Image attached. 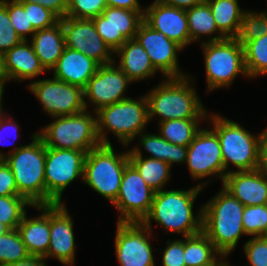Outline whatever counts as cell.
Listing matches in <instances>:
<instances>
[{
    "label": "cell",
    "mask_w": 267,
    "mask_h": 266,
    "mask_svg": "<svg viewBox=\"0 0 267 266\" xmlns=\"http://www.w3.org/2000/svg\"><path fill=\"white\" fill-rule=\"evenodd\" d=\"M208 181L192 186L188 190L164 189L155 192L150 212L142 223L152 230L151 223L155 221L166 232L182 234L183 238L202 232V206L195 215L193 205Z\"/></svg>",
    "instance_id": "obj_1"
},
{
    "label": "cell",
    "mask_w": 267,
    "mask_h": 266,
    "mask_svg": "<svg viewBox=\"0 0 267 266\" xmlns=\"http://www.w3.org/2000/svg\"><path fill=\"white\" fill-rule=\"evenodd\" d=\"M190 76L165 78L145 94L149 122L156 116L159 117L158 123L173 119H207L209 113Z\"/></svg>",
    "instance_id": "obj_2"
},
{
    "label": "cell",
    "mask_w": 267,
    "mask_h": 266,
    "mask_svg": "<svg viewBox=\"0 0 267 266\" xmlns=\"http://www.w3.org/2000/svg\"><path fill=\"white\" fill-rule=\"evenodd\" d=\"M245 206L223 187L202 205V232L215 249L228 257L245 235L242 215Z\"/></svg>",
    "instance_id": "obj_3"
},
{
    "label": "cell",
    "mask_w": 267,
    "mask_h": 266,
    "mask_svg": "<svg viewBox=\"0 0 267 266\" xmlns=\"http://www.w3.org/2000/svg\"><path fill=\"white\" fill-rule=\"evenodd\" d=\"M31 138L29 144L15 146L8 154L0 152V160L10 167L18 194L32 206H42L46 205V146L37 131Z\"/></svg>",
    "instance_id": "obj_4"
},
{
    "label": "cell",
    "mask_w": 267,
    "mask_h": 266,
    "mask_svg": "<svg viewBox=\"0 0 267 266\" xmlns=\"http://www.w3.org/2000/svg\"><path fill=\"white\" fill-rule=\"evenodd\" d=\"M97 134L101 144L111 145L109 131L127 147L149 123L146 96L131 97L96 111Z\"/></svg>",
    "instance_id": "obj_5"
},
{
    "label": "cell",
    "mask_w": 267,
    "mask_h": 266,
    "mask_svg": "<svg viewBox=\"0 0 267 266\" xmlns=\"http://www.w3.org/2000/svg\"><path fill=\"white\" fill-rule=\"evenodd\" d=\"M208 120L220 140L224 171L231 172L229 164H233L236 171L256 170L262 132L253 135L237 122L216 113L208 114L206 122Z\"/></svg>",
    "instance_id": "obj_6"
},
{
    "label": "cell",
    "mask_w": 267,
    "mask_h": 266,
    "mask_svg": "<svg viewBox=\"0 0 267 266\" xmlns=\"http://www.w3.org/2000/svg\"><path fill=\"white\" fill-rule=\"evenodd\" d=\"M95 115L96 112L91 114L84 110L74 115L53 117L55 120L40 129L37 135L46 147L82 150L88 153L101 145Z\"/></svg>",
    "instance_id": "obj_7"
},
{
    "label": "cell",
    "mask_w": 267,
    "mask_h": 266,
    "mask_svg": "<svg viewBox=\"0 0 267 266\" xmlns=\"http://www.w3.org/2000/svg\"><path fill=\"white\" fill-rule=\"evenodd\" d=\"M128 163V151L116 154L112 144H101L86 154L82 181L113 204Z\"/></svg>",
    "instance_id": "obj_8"
},
{
    "label": "cell",
    "mask_w": 267,
    "mask_h": 266,
    "mask_svg": "<svg viewBox=\"0 0 267 266\" xmlns=\"http://www.w3.org/2000/svg\"><path fill=\"white\" fill-rule=\"evenodd\" d=\"M205 60L207 92L229 87L239 75L248 78L244 47L236 38L215 42H200Z\"/></svg>",
    "instance_id": "obj_9"
},
{
    "label": "cell",
    "mask_w": 267,
    "mask_h": 266,
    "mask_svg": "<svg viewBox=\"0 0 267 266\" xmlns=\"http://www.w3.org/2000/svg\"><path fill=\"white\" fill-rule=\"evenodd\" d=\"M86 152L46 147V205L63 204L64 190L76 178L83 180Z\"/></svg>",
    "instance_id": "obj_10"
},
{
    "label": "cell",
    "mask_w": 267,
    "mask_h": 266,
    "mask_svg": "<svg viewBox=\"0 0 267 266\" xmlns=\"http://www.w3.org/2000/svg\"><path fill=\"white\" fill-rule=\"evenodd\" d=\"M28 89L51 117L74 115L86 110L82 87L52 77L32 81Z\"/></svg>",
    "instance_id": "obj_11"
},
{
    "label": "cell",
    "mask_w": 267,
    "mask_h": 266,
    "mask_svg": "<svg viewBox=\"0 0 267 266\" xmlns=\"http://www.w3.org/2000/svg\"><path fill=\"white\" fill-rule=\"evenodd\" d=\"M155 191L129 162L124 170L114 207L119 211L117 222H142L149 214Z\"/></svg>",
    "instance_id": "obj_12"
},
{
    "label": "cell",
    "mask_w": 267,
    "mask_h": 266,
    "mask_svg": "<svg viewBox=\"0 0 267 266\" xmlns=\"http://www.w3.org/2000/svg\"><path fill=\"white\" fill-rule=\"evenodd\" d=\"M152 233L142 222H117L115 253L120 266H155Z\"/></svg>",
    "instance_id": "obj_13"
},
{
    "label": "cell",
    "mask_w": 267,
    "mask_h": 266,
    "mask_svg": "<svg viewBox=\"0 0 267 266\" xmlns=\"http://www.w3.org/2000/svg\"><path fill=\"white\" fill-rule=\"evenodd\" d=\"M185 163L194 180L216 175L223 182L227 174L224 171L220 140L212 129L202 127L196 134L188 146Z\"/></svg>",
    "instance_id": "obj_14"
},
{
    "label": "cell",
    "mask_w": 267,
    "mask_h": 266,
    "mask_svg": "<svg viewBox=\"0 0 267 266\" xmlns=\"http://www.w3.org/2000/svg\"><path fill=\"white\" fill-rule=\"evenodd\" d=\"M60 21L66 47L85 54L99 65L115 62L114 52L100 37L92 19L66 16Z\"/></svg>",
    "instance_id": "obj_15"
},
{
    "label": "cell",
    "mask_w": 267,
    "mask_h": 266,
    "mask_svg": "<svg viewBox=\"0 0 267 266\" xmlns=\"http://www.w3.org/2000/svg\"><path fill=\"white\" fill-rule=\"evenodd\" d=\"M115 62L100 65L97 72L91 77L84 88V103L94 105V112L99 109L123 101L127 86L132 83ZM89 101V102H87Z\"/></svg>",
    "instance_id": "obj_16"
},
{
    "label": "cell",
    "mask_w": 267,
    "mask_h": 266,
    "mask_svg": "<svg viewBox=\"0 0 267 266\" xmlns=\"http://www.w3.org/2000/svg\"><path fill=\"white\" fill-rule=\"evenodd\" d=\"M135 39L147 52L156 71H160L164 78L187 76L179 68L177 54L183 48L170 40L162 32L153 30L144 21L139 25Z\"/></svg>",
    "instance_id": "obj_17"
},
{
    "label": "cell",
    "mask_w": 267,
    "mask_h": 266,
    "mask_svg": "<svg viewBox=\"0 0 267 266\" xmlns=\"http://www.w3.org/2000/svg\"><path fill=\"white\" fill-rule=\"evenodd\" d=\"M144 12L108 6L92 20L100 37L115 53L127 40L135 39Z\"/></svg>",
    "instance_id": "obj_18"
},
{
    "label": "cell",
    "mask_w": 267,
    "mask_h": 266,
    "mask_svg": "<svg viewBox=\"0 0 267 266\" xmlns=\"http://www.w3.org/2000/svg\"><path fill=\"white\" fill-rule=\"evenodd\" d=\"M73 217L68 213L66 204L50 205V243L46 260L55 257L65 266L75 263V236Z\"/></svg>",
    "instance_id": "obj_19"
},
{
    "label": "cell",
    "mask_w": 267,
    "mask_h": 266,
    "mask_svg": "<svg viewBox=\"0 0 267 266\" xmlns=\"http://www.w3.org/2000/svg\"><path fill=\"white\" fill-rule=\"evenodd\" d=\"M143 21L153 30L165 34L183 49L192 43L184 9L153 1L145 7Z\"/></svg>",
    "instance_id": "obj_20"
},
{
    "label": "cell",
    "mask_w": 267,
    "mask_h": 266,
    "mask_svg": "<svg viewBox=\"0 0 267 266\" xmlns=\"http://www.w3.org/2000/svg\"><path fill=\"white\" fill-rule=\"evenodd\" d=\"M222 187L244 206L267 204V177L257 169L253 171L232 170L226 174Z\"/></svg>",
    "instance_id": "obj_21"
},
{
    "label": "cell",
    "mask_w": 267,
    "mask_h": 266,
    "mask_svg": "<svg viewBox=\"0 0 267 266\" xmlns=\"http://www.w3.org/2000/svg\"><path fill=\"white\" fill-rule=\"evenodd\" d=\"M42 73H46V70L34 53L29 40H23L2 55L0 75L7 82L31 80Z\"/></svg>",
    "instance_id": "obj_22"
},
{
    "label": "cell",
    "mask_w": 267,
    "mask_h": 266,
    "mask_svg": "<svg viewBox=\"0 0 267 266\" xmlns=\"http://www.w3.org/2000/svg\"><path fill=\"white\" fill-rule=\"evenodd\" d=\"M99 66L96 61L85 54L65 47L56 66L51 71H53V78L84 89Z\"/></svg>",
    "instance_id": "obj_23"
},
{
    "label": "cell",
    "mask_w": 267,
    "mask_h": 266,
    "mask_svg": "<svg viewBox=\"0 0 267 266\" xmlns=\"http://www.w3.org/2000/svg\"><path fill=\"white\" fill-rule=\"evenodd\" d=\"M32 207L42 214L29 218L26 212L17 229L29 255L44 258L50 243V205Z\"/></svg>",
    "instance_id": "obj_24"
},
{
    "label": "cell",
    "mask_w": 267,
    "mask_h": 266,
    "mask_svg": "<svg viewBox=\"0 0 267 266\" xmlns=\"http://www.w3.org/2000/svg\"><path fill=\"white\" fill-rule=\"evenodd\" d=\"M114 54L120 58L117 66L133 83L153 78L157 72L147 52L136 39L127 40Z\"/></svg>",
    "instance_id": "obj_25"
},
{
    "label": "cell",
    "mask_w": 267,
    "mask_h": 266,
    "mask_svg": "<svg viewBox=\"0 0 267 266\" xmlns=\"http://www.w3.org/2000/svg\"><path fill=\"white\" fill-rule=\"evenodd\" d=\"M30 38L29 42L44 69L52 70L66 47L61 21L49 28L37 30Z\"/></svg>",
    "instance_id": "obj_26"
},
{
    "label": "cell",
    "mask_w": 267,
    "mask_h": 266,
    "mask_svg": "<svg viewBox=\"0 0 267 266\" xmlns=\"http://www.w3.org/2000/svg\"><path fill=\"white\" fill-rule=\"evenodd\" d=\"M128 152L129 162L137 169L146 184L155 192L164 190L171 178V166L162 160L143 157L137 146Z\"/></svg>",
    "instance_id": "obj_27"
},
{
    "label": "cell",
    "mask_w": 267,
    "mask_h": 266,
    "mask_svg": "<svg viewBox=\"0 0 267 266\" xmlns=\"http://www.w3.org/2000/svg\"><path fill=\"white\" fill-rule=\"evenodd\" d=\"M188 29L190 40L193 42L201 41V37L204 35L208 36L207 41L204 42H215L226 39V37L218 30L211 8L209 4L204 0L201 4L193 6L186 10ZM217 36H214V34ZM211 36L212 38H210Z\"/></svg>",
    "instance_id": "obj_28"
},
{
    "label": "cell",
    "mask_w": 267,
    "mask_h": 266,
    "mask_svg": "<svg viewBox=\"0 0 267 266\" xmlns=\"http://www.w3.org/2000/svg\"><path fill=\"white\" fill-rule=\"evenodd\" d=\"M136 138H140L139 147L149 153V158L158 159L166 162L171 167L174 163L185 164L188 147L175 145L160 136V134H149L145 131L140 133Z\"/></svg>",
    "instance_id": "obj_29"
},
{
    "label": "cell",
    "mask_w": 267,
    "mask_h": 266,
    "mask_svg": "<svg viewBox=\"0 0 267 266\" xmlns=\"http://www.w3.org/2000/svg\"><path fill=\"white\" fill-rule=\"evenodd\" d=\"M213 14L218 30L226 38H236L239 34L245 10L238 0H205Z\"/></svg>",
    "instance_id": "obj_30"
},
{
    "label": "cell",
    "mask_w": 267,
    "mask_h": 266,
    "mask_svg": "<svg viewBox=\"0 0 267 266\" xmlns=\"http://www.w3.org/2000/svg\"><path fill=\"white\" fill-rule=\"evenodd\" d=\"M223 257L210 239L200 232L184 237V261L186 266H214Z\"/></svg>",
    "instance_id": "obj_31"
},
{
    "label": "cell",
    "mask_w": 267,
    "mask_h": 266,
    "mask_svg": "<svg viewBox=\"0 0 267 266\" xmlns=\"http://www.w3.org/2000/svg\"><path fill=\"white\" fill-rule=\"evenodd\" d=\"M202 120L207 119H173L159 122L158 133L172 144L188 147L201 130Z\"/></svg>",
    "instance_id": "obj_32"
},
{
    "label": "cell",
    "mask_w": 267,
    "mask_h": 266,
    "mask_svg": "<svg viewBox=\"0 0 267 266\" xmlns=\"http://www.w3.org/2000/svg\"><path fill=\"white\" fill-rule=\"evenodd\" d=\"M245 68L248 79L267 74V34L249 41L244 46Z\"/></svg>",
    "instance_id": "obj_33"
},
{
    "label": "cell",
    "mask_w": 267,
    "mask_h": 266,
    "mask_svg": "<svg viewBox=\"0 0 267 266\" xmlns=\"http://www.w3.org/2000/svg\"><path fill=\"white\" fill-rule=\"evenodd\" d=\"M29 255L18 229L0 235V266L16 263Z\"/></svg>",
    "instance_id": "obj_34"
},
{
    "label": "cell",
    "mask_w": 267,
    "mask_h": 266,
    "mask_svg": "<svg viewBox=\"0 0 267 266\" xmlns=\"http://www.w3.org/2000/svg\"><path fill=\"white\" fill-rule=\"evenodd\" d=\"M27 206L32 205L20 195L0 196V221L9 229H17Z\"/></svg>",
    "instance_id": "obj_35"
},
{
    "label": "cell",
    "mask_w": 267,
    "mask_h": 266,
    "mask_svg": "<svg viewBox=\"0 0 267 266\" xmlns=\"http://www.w3.org/2000/svg\"><path fill=\"white\" fill-rule=\"evenodd\" d=\"M267 34V12L245 11L236 39L243 47L252 40Z\"/></svg>",
    "instance_id": "obj_36"
},
{
    "label": "cell",
    "mask_w": 267,
    "mask_h": 266,
    "mask_svg": "<svg viewBox=\"0 0 267 266\" xmlns=\"http://www.w3.org/2000/svg\"><path fill=\"white\" fill-rule=\"evenodd\" d=\"M242 224L247 236L261 237L267 229V204L245 206Z\"/></svg>",
    "instance_id": "obj_37"
},
{
    "label": "cell",
    "mask_w": 267,
    "mask_h": 266,
    "mask_svg": "<svg viewBox=\"0 0 267 266\" xmlns=\"http://www.w3.org/2000/svg\"><path fill=\"white\" fill-rule=\"evenodd\" d=\"M6 7L11 20V23L16 33L22 40H29L27 35L31 37L36 32L32 24L29 23L28 10L18 0H0Z\"/></svg>",
    "instance_id": "obj_38"
},
{
    "label": "cell",
    "mask_w": 267,
    "mask_h": 266,
    "mask_svg": "<svg viewBox=\"0 0 267 266\" xmlns=\"http://www.w3.org/2000/svg\"><path fill=\"white\" fill-rule=\"evenodd\" d=\"M106 7L105 0H69L66 16L92 19L102 14Z\"/></svg>",
    "instance_id": "obj_39"
},
{
    "label": "cell",
    "mask_w": 267,
    "mask_h": 266,
    "mask_svg": "<svg viewBox=\"0 0 267 266\" xmlns=\"http://www.w3.org/2000/svg\"><path fill=\"white\" fill-rule=\"evenodd\" d=\"M22 41L11 23L7 7L0 1V54L4 55Z\"/></svg>",
    "instance_id": "obj_40"
},
{
    "label": "cell",
    "mask_w": 267,
    "mask_h": 266,
    "mask_svg": "<svg viewBox=\"0 0 267 266\" xmlns=\"http://www.w3.org/2000/svg\"><path fill=\"white\" fill-rule=\"evenodd\" d=\"M20 3L24 6L25 10H28L29 23L32 24L36 31L49 28L60 21V18L55 13L40 4Z\"/></svg>",
    "instance_id": "obj_41"
},
{
    "label": "cell",
    "mask_w": 267,
    "mask_h": 266,
    "mask_svg": "<svg viewBox=\"0 0 267 266\" xmlns=\"http://www.w3.org/2000/svg\"><path fill=\"white\" fill-rule=\"evenodd\" d=\"M249 266H267V240L252 237L243 245Z\"/></svg>",
    "instance_id": "obj_42"
},
{
    "label": "cell",
    "mask_w": 267,
    "mask_h": 266,
    "mask_svg": "<svg viewBox=\"0 0 267 266\" xmlns=\"http://www.w3.org/2000/svg\"><path fill=\"white\" fill-rule=\"evenodd\" d=\"M162 266H186L184 261V240H167V247L163 251Z\"/></svg>",
    "instance_id": "obj_43"
},
{
    "label": "cell",
    "mask_w": 267,
    "mask_h": 266,
    "mask_svg": "<svg viewBox=\"0 0 267 266\" xmlns=\"http://www.w3.org/2000/svg\"><path fill=\"white\" fill-rule=\"evenodd\" d=\"M19 195L14 175L4 160H0V196Z\"/></svg>",
    "instance_id": "obj_44"
},
{
    "label": "cell",
    "mask_w": 267,
    "mask_h": 266,
    "mask_svg": "<svg viewBox=\"0 0 267 266\" xmlns=\"http://www.w3.org/2000/svg\"><path fill=\"white\" fill-rule=\"evenodd\" d=\"M19 2H28L40 4L44 8L51 10L60 19L66 17L69 0H18Z\"/></svg>",
    "instance_id": "obj_45"
},
{
    "label": "cell",
    "mask_w": 267,
    "mask_h": 266,
    "mask_svg": "<svg viewBox=\"0 0 267 266\" xmlns=\"http://www.w3.org/2000/svg\"><path fill=\"white\" fill-rule=\"evenodd\" d=\"M19 128H20L19 124L16 123L15 120H12V118H10V116L9 117L5 116V115L0 116V145H3L2 143H6L5 141L7 140L6 138L9 135V133L11 135V134H14V132H15L18 135L19 130H20ZM4 133L7 136H5ZM14 138H17V136L15 135Z\"/></svg>",
    "instance_id": "obj_46"
},
{
    "label": "cell",
    "mask_w": 267,
    "mask_h": 266,
    "mask_svg": "<svg viewBox=\"0 0 267 266\" xmlns=\"http://www.w3.org/2000/svg\"><path fill=\"white\" fill-rule=\"evenodd\" d=\"M257 170L267 177V128L262 131L259 142Z\"/></svg>",
    "instance_id": "obj_47"
},
{
    "label": "cell",
    "mask_w": 267,
    "mask_h": 266,
    "mask_svg": "<svg viewBox=\"0 0 267 266\" xmlns=\"http://www.w3.org/2000/svg\"><path fill=\"white\" fill-rule=\"evenodd\" d=\"M107 7L124 8L132 11H145L138 0H105Z\"/></svg>",
    "instance_id": "obj_48"
},
{
    "label": "cell",
    "mask_w": 267,
    "mask_h": 266,
    "mask_svg": "<svg viewBox=\"0 0 267 266\" xmlns=\"http://www.w3.org/2000/svg\"><path fill=\"white\" fill-rule=\"evenodd\" d=\"M161 4L177 7L180 9H190L193 6L201 4L204 0H154Z\"/></svg>",
    "instance_id": "obj_49"
},
{
    "label": "cell",
    "mask_w": 267,
    "mask_h": 266,
    "mask_svg": "<svg viewBox=\"0 0 267 266\" xmlns=\"http://www.w3.org/2000/svg\"><path fill=\"white\" fill-rule=\"evenodd\" d=\"M46 262V259L43 257L30 255L21 261L6 266H47Z\"/></svg>",
    "instance_id": "obj_50"
},
{
    "label": "cell",
    "mask_w": 267,
    "mask_h": 266,
    "mask_svg": "<svg viewBox=\"0 0 267 266\" xmlns=\"http://www.w3.org/2000/svg\"><path fill=\"white\" fill-rule=\"evenodd\" d=\"M7 81L0 75V116L4 115L5 113L3 112V104H2V100H3V93L4 91V87H5V83Z\"/></svg>",
    "instance_id": "obj_51"
},
{
    "label": "cell",
    "mask_w": 267,
    "mask_h": 266,
    "mask_svg": "<svg viewBox=\"0 0 267 266\" xmlns=\"http://www.w3.org/2000/svg\"><path fill=\"white\" fill-rule=\"evenodd\" d=\"M214 266H232V265L228 263V261L226 260V257H221V259Z\"/></svg>",
    "instance_id": "obj_52"
},
{
    "label": "cell",
    "mask_w": 267,
    "mask_h": 266,
    "mask_svg": "<svg viewBox=\"0 0 267 266\" xmlns=\"http://www.w3.org/2000/svg\"><path fill=\"white\" fill-rule=\"evenodd\" d=\"M8 230L10 229L0 221V235L5 234Z\"/></svg>",
    "instance_id": "obj_53"
},
{
    "label": "cell",
    "mask_w": 267,
    "mask_h": 266,
    "mask_svg": "<svg viewBox=\"0 0 267 266\" xmlns=\"http://www.w3.org/2000/svg\"><path fill=\"white\" fill-rule=\"evenodd\" d=\"M261 237L267 240V229L265 230V232L262 234Z\"/></svg>",
    "instance_id": "obj_54"
},
{
    "label": "cell",
    "mask_w": 267,
    "mask_h": 266,
    "mask_svg": "<svg viewBox=\"0 0 267 266\" xmlns=\"http://www.w3.org/2000/svg\"><path fill=\"white\" fill-rule=\"evenodd\" d=\"M1 67H2V55L0 54V71H1Z\"/></svg>",
    "instance_id": "obj_55"
}]
</instances>
